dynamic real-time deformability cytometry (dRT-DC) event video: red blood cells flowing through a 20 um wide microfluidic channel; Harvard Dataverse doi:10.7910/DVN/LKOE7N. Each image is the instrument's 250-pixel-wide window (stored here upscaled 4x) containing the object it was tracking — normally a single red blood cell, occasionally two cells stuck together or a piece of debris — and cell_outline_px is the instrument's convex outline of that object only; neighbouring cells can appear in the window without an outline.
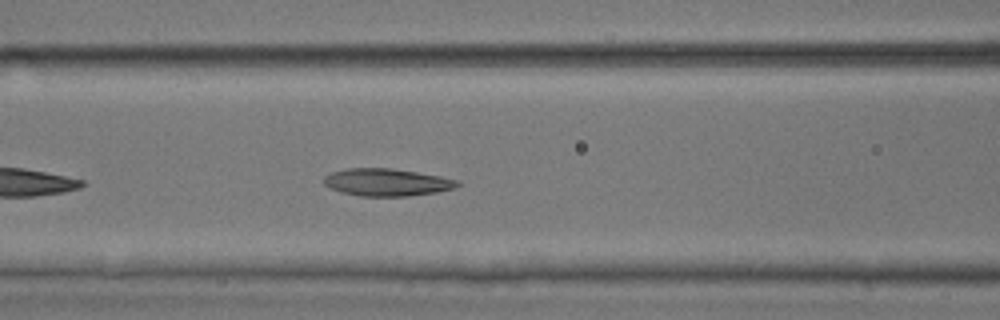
{"species": "common noctule bat (a hibernating species)", "species_latin": "Nyctalus noctula", "temperature_condition": "room temperature", "stored_images_in_passage": 36, "camera_frame_rate_fps": 3000, "um_per_image_px": 0.085, "animal": {"sex": "male", "body_mass_g": 17.9, "forearm_length_mm": 54.2}, "frame": {"image": 1, "passage_image": 8, "time_ms": 2.333, "image_size_px": [1000, 320], "cell_outline_px": [[460, 184], [456, 188], [436, 192], [408, 196], [360, 196], [344, 192], [332, 188], [324, 184], [324, 176], [332, 172], [348, 168], [392, 168], [440, 176], [460, 180]], "centroid_in_image_um": [32.92, 15.49], "position_along_channel_um": 133.7, "area_um2": 21.21}}
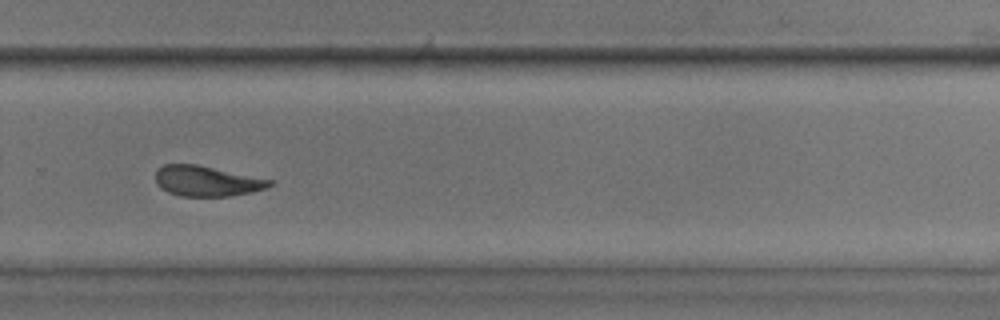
{"frame": {"image": 2, "passage_image": 21, "time_ms": 6.667, "image_size_px": [1000, 320], "cell_outline_px": [[272, 184], [264, 188], [232, 196], [180, 196], [168, 192], [160, 188], [156, 184], [156, 168], [164, 164], [196, 164], [272, 180]], "centroid_in_image_um": [17.49, 15.38], "position_along_channel_um": 312.3, "area_um2": 20.0}}
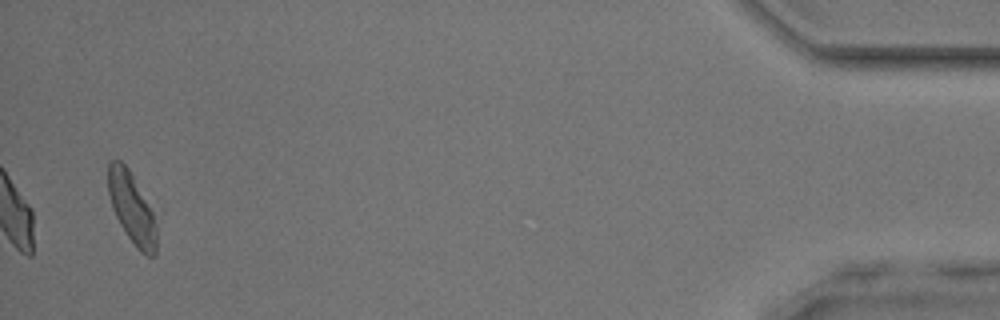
{"frame": {"image": 3, "passage_image": 35, "time_ms": 11.333, "image_size_px": [1000, 320], "cell_outline_px": [[156, 256], [148, 256], [140, 252], [136, 248], [120, 224], [112, 208], [108, 192], [108, 164], [112, 160], [120, 160], [128, 168], [152, 212], [156, 228]], "centroid_in_image_um": [11.18, 17.71], "position_along_channel_um": 424.0, "area_um2": 19.54}, "authors_computed_cell_mechanics": {"area_um2": 20.7213, "velocity_mm_per_s": 4.1276, "shape_relaxation_time_tau1_ms": 7.124, "shape_relaxation_time_tau2_ms": 3.2005, "deformation_change_tau1": 0.1572, "deformation_change_tau2": 0.1172}}